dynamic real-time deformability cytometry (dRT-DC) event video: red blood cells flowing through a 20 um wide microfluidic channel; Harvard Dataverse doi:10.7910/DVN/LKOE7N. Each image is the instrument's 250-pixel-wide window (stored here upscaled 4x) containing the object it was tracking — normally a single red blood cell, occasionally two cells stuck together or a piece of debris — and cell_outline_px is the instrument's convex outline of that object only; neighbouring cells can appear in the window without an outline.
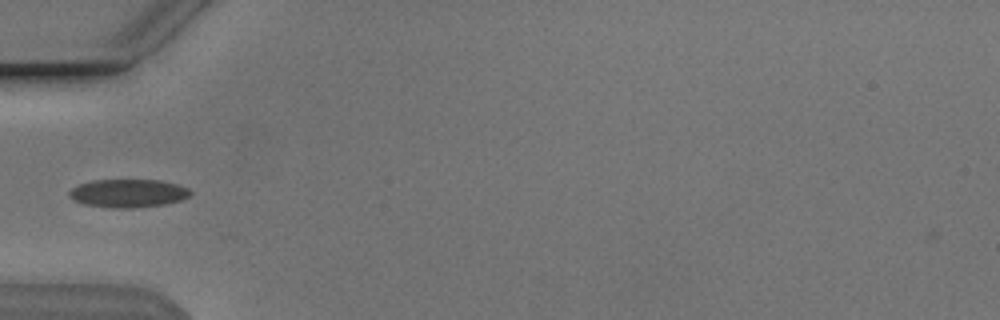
{"species": "Egyptian fruit bat (a non-hibernating species)", "species_latin": "Rousettus aegyptiacus", "temperature_condition": "cold", "stored_images_in_passage": 36, "camera_frame_rate_fps": 3000, "um_per_image_px": 0.085, "animal": {"sex": "male"}, "frame": {"image": 1, "passage_image": 1, "time_ms": 0.0, "image_size_px": [1000, 320], "cell_outline_px": [[192, 196], [180, 200], [164, 204], [136, 208], [112, 208], [84, 204], [72, 200], [68, 196], [68, 192], [72, 188], [80, 184], [92, 180], [160, 180], [176, 184], [188, 188], [192, 192]], "centroid_in_image_um": [10.88, 16.43], "position_along_channel_um": 74.1, "area_um2": 20.06}}
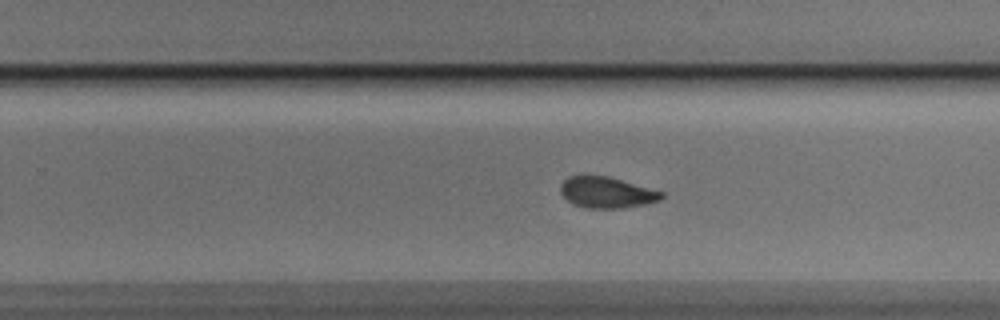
{"frame": {"image": 2, "passage_image": 17, "time_ms": 5.333, "image_size_px": [1000, 320], "cell_outline_px": [[664, 196], [660, 200], [644, 204], [620, 208], [584, 208], [572, 204], [560, 192], [560, 184], [568, 176], [608, 176], [664, 192]], "centroid_in_image_um": [51.55, 16.36], "position_along_channel_um": 278.2, "area_um2": 18.21}}
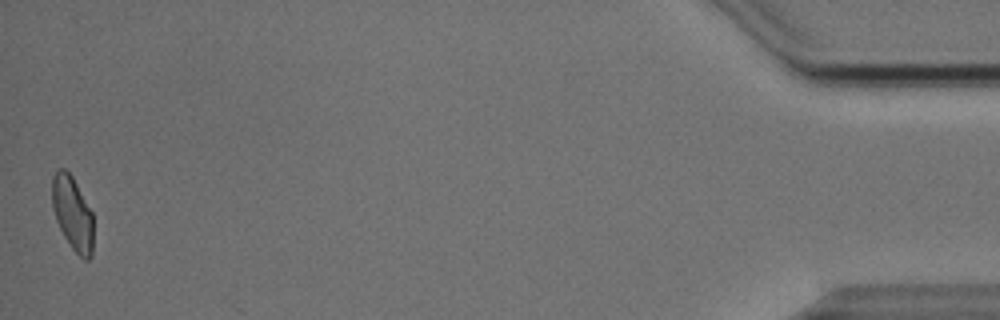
{"frame": {"image": 3, "passage_image": 36, "time_ms": 11.667, "image_size_px": [1000, 320], "cell_outline_px": [[92, 256], [88, 260], [84, 260], [72, 248], [64, 236], [56, 220], [52, 208], [52, 176], [60, 168], [64, 168], [72, 176], [92, 212]], "centroid_in_image_um": [6.15, 18.13], "position_along_channel_um": 429.0, "area_um2": 17.57}, "authors_computed_cell_mechanics": {"area_um2": 18.8717, "velocity_mm_per_s": 3.8274, "shape_relaxation_time_tau1_ms": 3.2953, "shape_relaxation_time_tau2_ms": 1.5934, "deformation_change_tau1": 0.0933, "deformation_change_tau2": 0.0485}}